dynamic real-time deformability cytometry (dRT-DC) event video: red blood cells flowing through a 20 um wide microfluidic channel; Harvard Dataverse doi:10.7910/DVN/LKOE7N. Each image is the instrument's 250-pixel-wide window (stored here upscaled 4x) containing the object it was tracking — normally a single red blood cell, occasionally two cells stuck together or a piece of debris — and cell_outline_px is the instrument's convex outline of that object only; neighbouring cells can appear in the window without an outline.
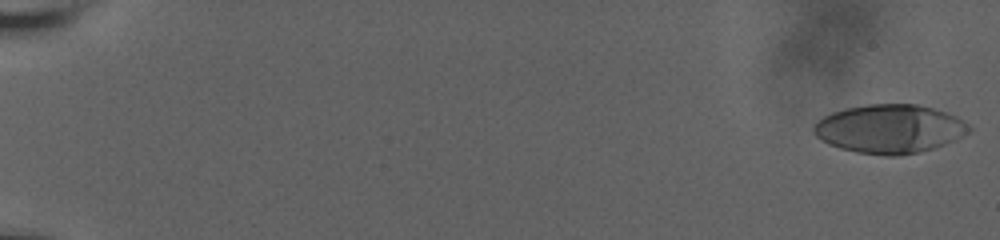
{"species": "human", "species_latin": "Homo sapiens", "temperature_condition": "room temperature", "stored_images_in_passage": 47, "camera_frame_rate_fps": 3000, "um_per_image_px": 0.085, "donor": {"sex": "male"}, "frame": {"image": 1, "passage_image": 1, "time_ms": 0.0, "image_size_px": [1000, 240], "cell_outline_px": [[972, 128], [968, 132], [944, 144], [920, 152], [896, 156], [884, 156], [856, 152], [840, 148], [828, 144], [820, 140], [812, 132], [812, 128], [816, 120], [832, 112], [844, 108], [868, 104], [916, 104], [948, 112], [956, 116], [968, 124]], "centroid_in_image_um": [75.56, 10.95], "position_along_channel_um": 9.4, "area_um2": 44.22}}
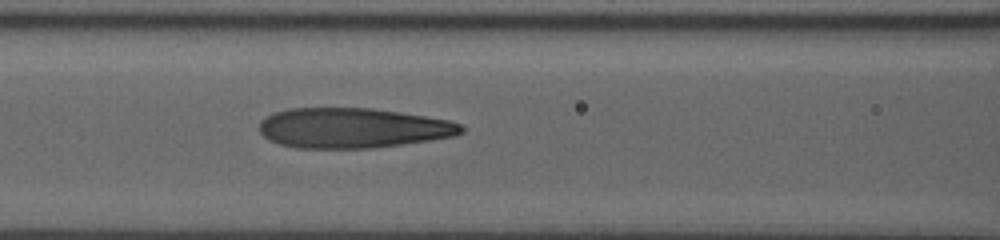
{"frame": {"image": 2, "passage_image": 41, "time_ms": 9.333, "image_size_px": [1000, 240], "cell_outline_px": [[464, 132], [456, 136], [372, 148], [296, 148], [280, 144], [268, 140], [260, 132], [260, 120], [264, 116], [272, 112], [288, 108], [372, 108], [400, 112], [448, 120], [460, 124], [464, 128]], "centroid_in_image_um": [29.93, 10.87], "position_along_channel_um": 136.7, "area_um2": 47.28}}
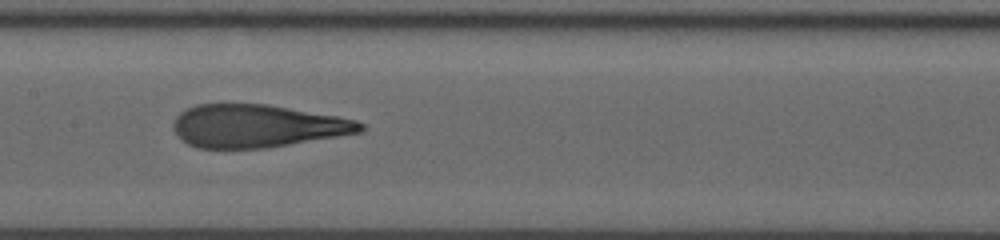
{"frame": {"image": 3, "passage_image": 46, "time_ms": 10.667, "image_size_px": [1000, 240], "cell_outline_px": [[364, 128], [360, 132], [268, 148], [196, 148], [180, 140], [176, 136], [172, 128], [172, 124], [176, 116], [180, 112], [196, 104], [268, 104], [336, 116], [356, 120], [364, 124]], "centroid_in_image_um": [21.78, 10.71], "position_along_channel_um": 185.6, "area_um2": 46.76}}